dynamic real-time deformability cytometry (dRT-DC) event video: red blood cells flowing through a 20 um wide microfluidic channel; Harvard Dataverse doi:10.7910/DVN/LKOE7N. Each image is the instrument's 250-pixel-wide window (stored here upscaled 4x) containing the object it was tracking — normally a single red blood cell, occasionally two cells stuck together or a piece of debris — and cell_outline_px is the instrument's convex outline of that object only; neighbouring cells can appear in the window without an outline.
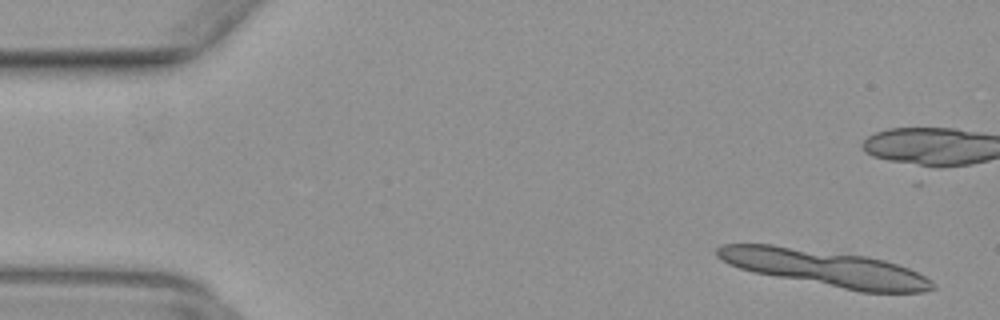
{"species": "common noctule bat (a hibernating species)", "species_latin": "Nyctalus noctula", "temperature_condition": "warm", "stored_images_in_passage": 6, "camera_frame_rate_fps": 3000, "um_per_image_px": 0.085, "animal": {"sex": "female", "body_mass_g": 29.2, "forearm_length_mm": 56.3}, "frame": {"image": 1, "passage_image": 3, "time_ms": 0.667, "image_size_px": [1000, 320], "cell_outline_px": [[920, 288], [908, 292], [876, 292], [852, 288], [764, 272], [748, 268], [736, 264], [728, 260], [764, 248], [780, 248], [912, 272], [916, 276]], "centroid_in_image_um": [70.45, 22.99], "position_along_channel_um": 14.5, "area_um2": 31.62}}